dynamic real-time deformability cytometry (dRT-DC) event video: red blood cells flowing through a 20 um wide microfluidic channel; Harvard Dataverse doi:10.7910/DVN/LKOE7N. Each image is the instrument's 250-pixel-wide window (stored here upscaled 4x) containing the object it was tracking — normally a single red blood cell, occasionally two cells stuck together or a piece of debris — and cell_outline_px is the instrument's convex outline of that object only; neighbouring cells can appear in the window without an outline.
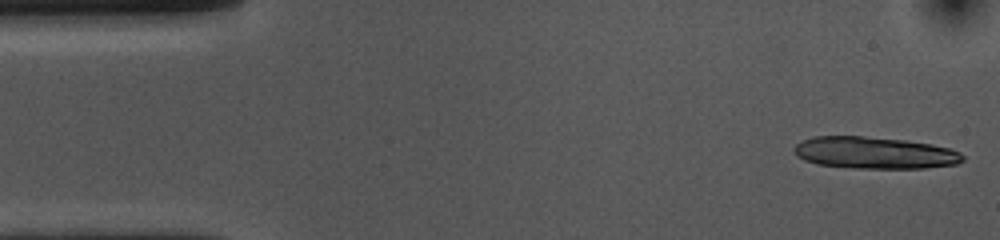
{"species": "common noctule bat (a hibernating species)", "species_latin": "Nyctalus noctula", "temperature_condition": "cold", "stored_images_in_passage": 53, "camera_frame_rate_fps": 3000, "um_per_image_px": 0.085, "animal": {"sex": "female", "body_mass_g": 10.0, "forearm_length_mm": 53.1}, "frame": {"image": 1, "passage_image": 1, "time_ms": 0.0, "image_size_px": [1000, 240], "cell_outline_px": [[964, 160], [956, 164], [924, 168], [856, 168], [816, 164], [804, 160], [792, 148], [796, 144], [812, 136], [864, 136], [904, 140], [932, 144], [948, 148], [960, 152], [964, 156]], "centroid_in_image_um": [74.35, 12.98], "position_along_channel_um": 10.7, "area_um2": 31.21}}
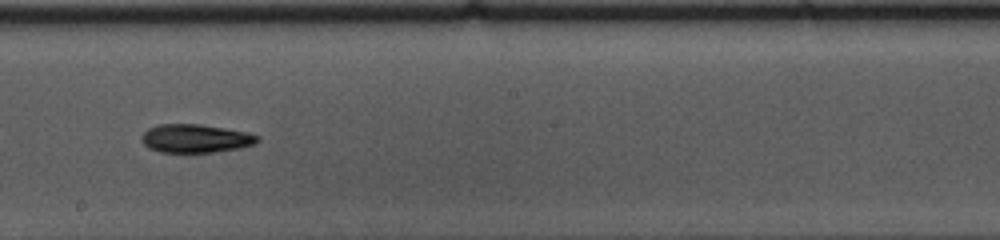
{"frame": {"image": 2, "passage_image": 28, "time_ms": 9.0, "image_size_px": [1000, 240], "cell_outline_px": [[260, 140], [256, 144], [240, 148], [216, 152], [160, 152], [148, 148], [140, 140], [140, 136], [148, 128], [156, 124], [200, 124], [248, 132], [260, 136]], "centroid_in_image_um": [16.62, 11.77], "position_along_channel_um": 231.6, "area_um2": 19.48}}
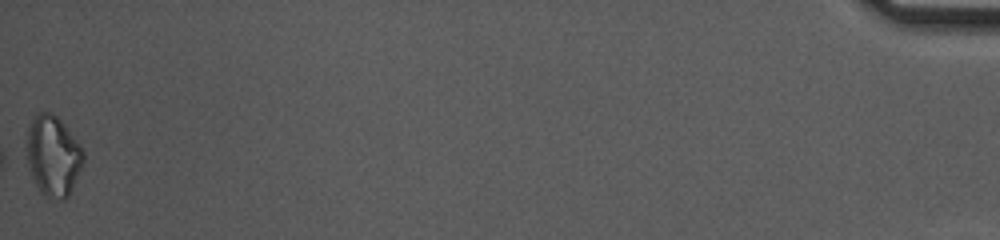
{"frame": {"image": 3, "passage_image": 53, "time_ms": 17.333, "image_size_px": [1000, 240], "cell_outline_px": [[84, 164], [68, 196], [64, 200], [60, 200], [44, 196], [40, 192], [28, 168], [28, 128], [32, 120], [40, 112], [48, 112], [56, 116], [64, 124], [84, 152]], "centroid_in_image_um": [4.53, 13.29], "position_along_channel_um": 430.7, "area_um2": 26.18}, "authors_computed_cell_mechanics": {"area_um2": 19.5942, "velocity_mm_per_s": 3.6403, "shape_relaxation_time_tau1_ms": 4.6143, "shape_relaxation_time_tau2_ms": null, "deformation_change_tau1": 0.1309, "deformation_change_tau2": null}}